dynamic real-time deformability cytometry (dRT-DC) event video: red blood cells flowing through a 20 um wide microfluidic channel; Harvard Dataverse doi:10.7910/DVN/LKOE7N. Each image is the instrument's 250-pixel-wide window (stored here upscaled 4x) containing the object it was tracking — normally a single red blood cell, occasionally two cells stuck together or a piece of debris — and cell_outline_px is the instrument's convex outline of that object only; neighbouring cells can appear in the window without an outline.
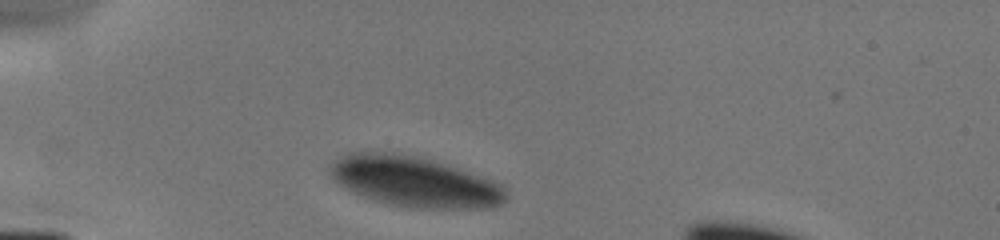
{"species": "human", "species_latin": "Homo sapiens", "temperature_condition": "cold", "stored_images_in_passage": 4, "camera_frame_rate_fps": 3000, "um_per_image_px": 0.085, "donor": {"sex": "male"}, "frame": {"image": 1, "passage_image": 1, "time_ms": 0.0, "image_size_px": [1000, 240], "cell_outline_px": [[508, 200], [500, 204], [484, 208], [412, 208], [388, 204], [360, 196], [344, 188], [328, 172], [328, 168], [340, 156], [348, 152], [392, 152], [412, 156], [428, 160], [456, 168], [492, 180], [500, 184], [504, 188], [508, 196]], "centroid_in_image_um": [35.2, 15.46], "position_along_channel_um": 49.8, "area_um2": 51.21}}
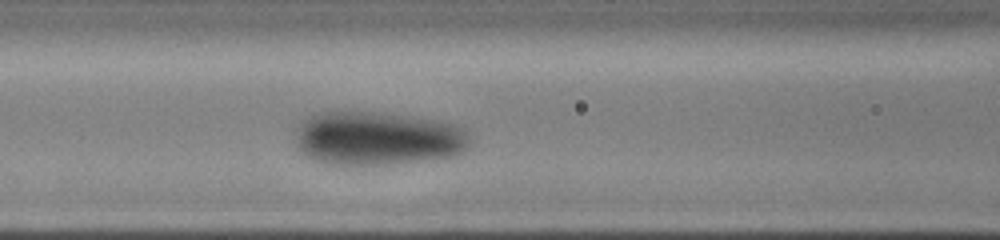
{"frame": {"image": 2, "passage_image": 4, "time_ms": 2.667, "image_size_px": [1000, 240], "cell_outline_px": [[468, 144], [460, 152], [452, 156], [404, 164], [324, 164], [312, 160], [300, 152], [296, 144], [292, 132], [300, 120], [316, 112], [332, 108], [348, 108], [384, 112], [432, 120], [452, 124], [464, 128], [468, 136]], "centroid_in_image_um": [31.91, 11.71], "position_along_channel_um": 134.7, "area_um2": 56.47}}